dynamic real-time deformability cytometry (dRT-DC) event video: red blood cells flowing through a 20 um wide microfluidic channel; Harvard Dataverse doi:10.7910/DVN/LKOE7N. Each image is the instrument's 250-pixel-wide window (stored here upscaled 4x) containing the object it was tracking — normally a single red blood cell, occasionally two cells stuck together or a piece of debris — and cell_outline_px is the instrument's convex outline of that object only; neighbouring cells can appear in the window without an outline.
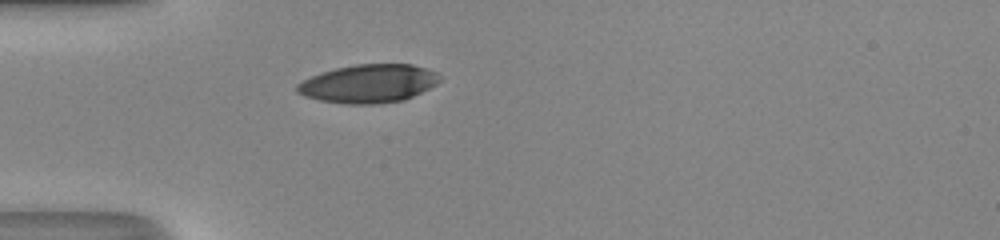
{"species": "human", "species_latin": "Homo sapiens", "temperature_condition": "room temperature", "stored_images_in_passage": 27, "camera_frame_rate_fps": 3000, "um_per_image_px": 0.085, "donor": {"sex": "male"}, "frame": {"image": 1, "passage_image": 1, "time_ms": 0.0, "image_size_px": [1000, 240], "cell_outline_px": [[440, 80], [436, 84], [404, 100], [372, 104], [348, 104], [320, 100], [304, 96], [296, 92], [296, 84], [312, 76], [336, 68], [356, 64], [412, 64], [436, 72], [440, 76]], "centroid_in_image_um": [31.32, 7.1], "position_along_channel_um": 53.7, "area_um2": 31.56}}
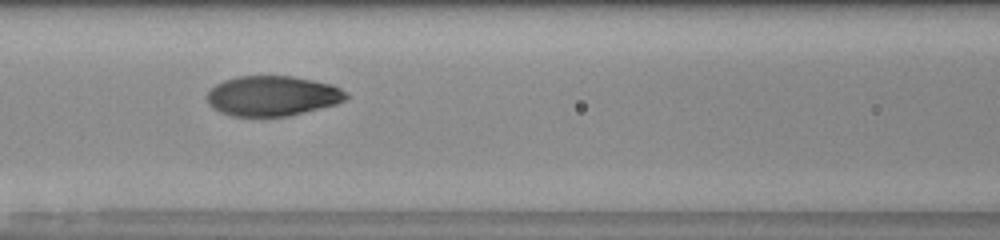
{"frame": {"image": 2, "passage_image": 8, "time_ms": 2.333, "image_size_px": [1000, 240], "cell_outline_px": [[348, 96], [344, 100], [336, 104], [288, 116], [232, 116], [220, 112], [208, 104], [208, 92], [216, 84], [224, 80], [236, 76], [292, 76], [332, 84], [348, 92]], "centroid_in_image_um": [23.16, 8.14], "position_along_channel_um": 143.4, "area_um2": 32.43}}
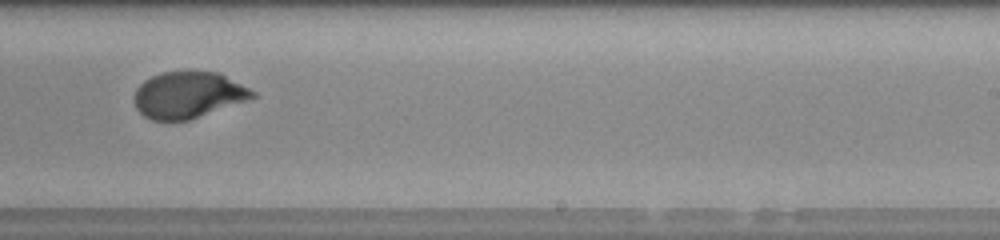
{"frame": {"image": 3, "passage_image": 17, "time_ms": 5.333, "image_size_px": [1000, 240], "cell_outline_px": [[256, 96], [248, 100], [188, 120], [152, 120], [144, 116], [136, 108], [132, 100], [132, 96], [136, 88], [144, 80], [152, 76], [164, 72], [220, 72], [256, 92]], "centroid_in_image_um": [15.96, 8.07], "position_along_channel_um": 273.0, "area_um2": 31.96}, "authors_computed_cell_mechanics": {"area_um2": 33.235, "velocity_mm_per_s": 4.3353, "shape_relaxation_time_tau1_ms": 5.431, "shape_relaxation_time_tau2_ms": null, "deformation_change_tau1": 0.2356, "deformation_change_tau2": null}}